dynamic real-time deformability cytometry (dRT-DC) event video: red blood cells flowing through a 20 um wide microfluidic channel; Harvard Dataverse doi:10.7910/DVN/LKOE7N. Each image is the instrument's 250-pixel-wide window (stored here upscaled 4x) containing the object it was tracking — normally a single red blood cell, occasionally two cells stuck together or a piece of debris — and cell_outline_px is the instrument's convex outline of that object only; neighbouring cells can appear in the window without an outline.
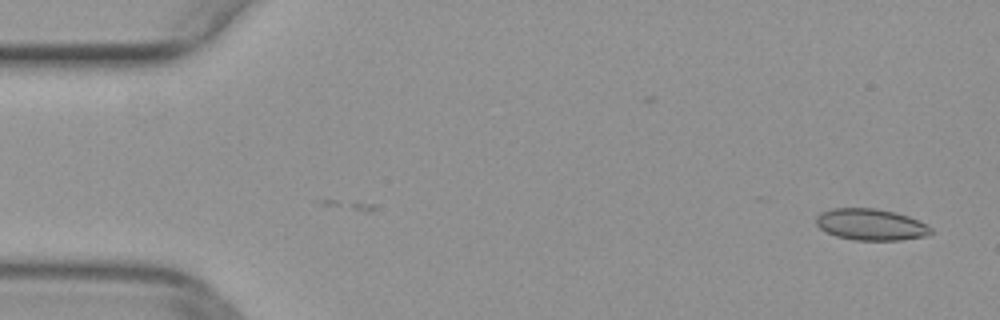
{"species": "common noctule bat (a hibernating species)", "species_latin": "Nyctalus noctula", "temperature_condition": "warm", "stored_images_in_passage": 50, "camera_frame_rate_fps": 3000, "um_per_image_px": 0.085, "animal": {"sex": "female", "body_mass_g": 29.2, "forearm_length_mm": 56.3}, "frame": {"image": 1, "passage_image": 1, "time_ms": 0.0, "image_size_px": [1000, 320], "cell_outline_px": [[932, 232], [928, 236], [900, 240], [856, 240], [836, 236], [824, 232], [816, 224], [816, 216], [820, 212], [832, 208], [876, 208], [896, 212], [908, 216], [932, 228]], "centroid_in_image_um": [73.99, 19.08], "position_along_channel_um": 11.0, "area_um2": 21.15}}
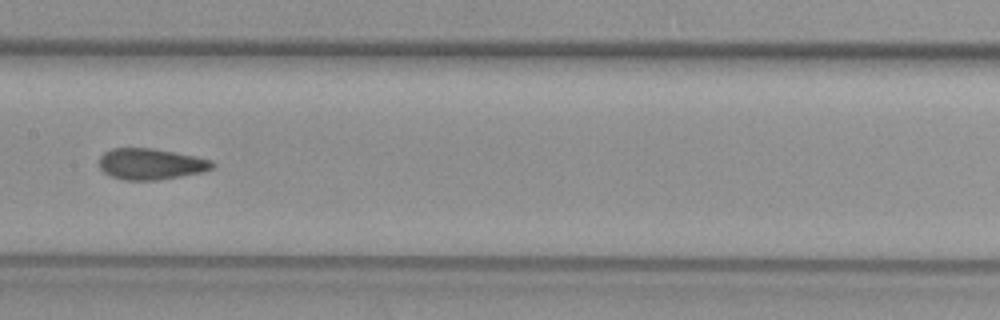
{"frame": {"image": 2, "passage_image": 24, "time_ms": 7.667, "image_size_px": [1000, 320], "cell_outline_px": [[216, 164], [212, 168], [204, 172], [160, 180], [124, 180], [112, 176], [104, 172], [100, 168], [100, 156], [104, 152], [112, 148], [152, 148], [212, 160]], "centroid_in_image_um": [12.82, 13.95], "position_along_channel_um": 194.6, "area_um2": 20.46}}
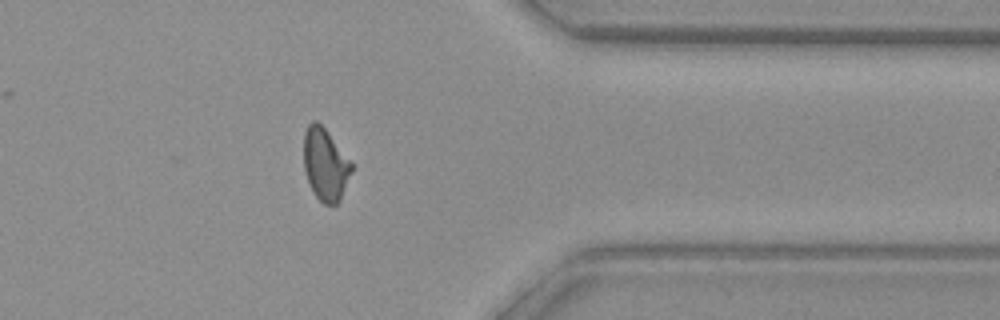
{"frame": {"image": 3, "passage_image": 39, "time_ms": 12.667, "image_size_px": [1000, 320], "cell_outline_px": [[352, 172], [340, 200], [336, 204], [324, 204], [316, 196], [308, 184], [304, 168], [304, 132], [308, 124], [312, 120], [316, 120], [324, 128], [352, 164]], "centroid_in_image_um": [27.63, 13.99], "position_along_channel_um": 383.8, "area_um2": 19.88}}